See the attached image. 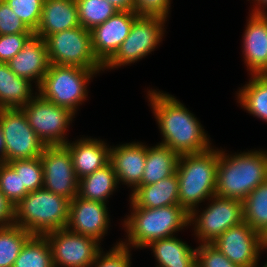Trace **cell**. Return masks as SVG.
I'll use <instances>...</instances> for the list:
<instances>
[{
    "mask_svg": "<svg viewBox=\"0 0 267 267\" xmlns=\"http://www.w3.org/2000/svg\"><path fill=\"white\" fill-rule=\"evenodd\" d=\"M149 99L164 141L179 156L210 149L202 126L183 104L169 94L149 91Z\"/></svg>",
    "mask_w": 267,
    "mask_h": 267,
    "instance_id": "cell-1",
    "label": "cell"
},
{
    "mask_svg": "<svg viewBox=\"0 0 267 267\" xmlns=\"http://www.w3.org/2000/svg\"><path fill=\"white\" fill-rule=\"evenodd\" d=\"M266 180L267 152H245L229 158L219 151L215 195L243 201Z\"/></svg>",
    "mask_w": 267,
    "mask_h": 267,
    "instance_id": "cell-2",
    "label": "cell"
},
{
    "mask_svg": "<svg viewBox=\"0 0 267 267\" xmlns=\"http://www.w3.org/2000/svg\"><path fill=\"white\" fill-rule=\"evenodd\" d=\"M219 151L212 148L204 152L181 155L177 165L179 205L196 216L195 206L215 195Z\"/></svg>",
    "mask_w": 267,
    "mask_h": 267,
    "instance_id": "cell-3",
    "label": "cell"
},
{
    "mask_svg": "<svg viewBox=\"0 0 267 267\" xmlns=\"http://www.w3.org/2000/svg\"><path fill=\"white\" fill-rule=\"evenodd\" d=\"M69 203L65 197L44 188L29 192L14 207V224L40 236L67 228Z\"/></svg>",
    "mask_w": 267,
    "mask_h": 267,
    "instance_id": "cell-4",
    "label": "cell"
},
{
    "mask_svg": "<svg viewBox=\"0 0 267 267\" xmlns=\"http://www.w3.org/2000/svg\"><path fill=\"white\" fill-rule=\"evenodd\" d=\"M133 211L124 221L133 247H147L152 241L172 237L173 232L190 223V215L180 205Z\"/></svg>",
    "mask_w": 267,
    "mask_h": 267,
    "instance_id": "cell-5",
    "label": "cell"
},
{
    "mask_svg": "<svg viewBox=\"0 0 267 267\" xmlns=\"http://www.w3.org/2000/svg\"><path fill=\"white\" fill-rule=\"evenodd\" d=\"M94 73L92 69L78 66L50 64L41 84L39 95L74 114L76 107L86 98V84Z\"/></svg>",
    "mask_w": 267,
    "mask_h": 267,
    "instance_id": "cell-6",
    "label": "cell"
},
{
    "mask_svg": "<svg viewBox=\"0 0 267 267\" xmlns=\"http://www.w3.org/2000/svg\"><path fill=\"white\" fill-rule=\"evenodd\" d=\"M50 64L103 70L94 56L91 31L82 26L49 35L45 39Z\"/></svg>",
    "mask_w": 267,
    "mask_h": 267,
    "instance_id": "cell-7",
    "label": "cell"
},
{
    "mask_svg": "<svg viewBox=\"0 0 267 267\" xmlns=\"http://www.w3.org/2000/svg\"><path fill=\"white\" fill-rule=\"evenodd\" d=\"M0 128L5 143V162L41 156L46 145L36 135L21 108L0 109Z\"/></svg>",
    "mask_w": 267,
    "mask_h": 267,
    "instance_id": "cell-8",
    "label": "cell"
},
{
    "mask_svg": "<svg viewBox=\"0 0 267 267\" xmlns=\"http://www.w3.org/2000/svg\"><path fill=\"white\" fill-rule=\"evenodd\" d=\"M33 98L21 108L29 125L46 146L65 145L68 141H65L64 132L74 113L66 107L43 99L40 95Z\"/></svg>",
    "mask_w": 267,
    "mask_h": 267,
    "instance_id": "cell-9",
    "label": "cell"
},
{
    "mask_svg": "<svg viewBox=\"0 0 267 267\" xmlns=\"http://www.w3.org/2000/svg\"><path fill=\"white\" fill-rule=\"evenodd\" d=\"M164 23L165 19L159 16H138L129 35L103 68L125 65L145 57L162 39Z\"/></svg>",
    "mask_w": 267,
    "mask_h": 267,
    "instance_id": "cell-10",
    "label": "cell"
},
{
    "mask_svg": "<svg viewBox=\"0 0 267 267\" xmlns=\"http://www.w3.org/2000/svg\"><path fill=\"white\" fill-rule=\"evenodd\" d=\"M49 242L54 267H91L96 260L98 240L61 228L44 235Z\"/></svg>",
    "mask_w": 267,
    "mask_h": 267,
    "instance_id": "cell-11",
    "label": "cell"
},
{
    "mask_svg": "<svg viewBox=\"0 0 267 267\" xmlns=\"http://www.w3.org/2000/svg\"><path fill=\"white\" fill-rule=\"evenodd\" d=\"M43 167V188L69 201L78 196L79 179L72 157L65 145L46 146L40 156Z\"/></svg>",
    "mask_w": 267,
    "mask_h": 267,
    "instance_id": "cell-12",
    "label": "cell"
},
{
    "mask_svg": "<svg viewBox=\"0 0 267 267\" xmlns=\"http://www.w3.org/2000/svg\"><path fill=\"white\" fill-rule=\"evenodd\" d=\"M212 198L213 204L203 210L197 219L195 215H190V223L196 220V235L203 243H213L230 227L244 221L243 201L218 195H213Z\"/></svg>",
    "mask_w": 267,
    "mask_h": 267,
    "instance_id": "cell-13",
    "label": "cell"
},
{
    "mask_svg": "<svg viewBox=\"0 0 267 267\" xmlns=\"http://www.w3.org/2000/svg\"><path fill=\"white\" fill-rule=\"evenodd\" d=\"M232 263L256 267L260 249H267L265 238L245 221L230 227L213 243Z\"/></svg>",
    "mask_w": 267,
    "mask_h": 267,
    "instance_id": "cell-14",
    "label": "cell"
},
{
    "mask_svg": "<svg viewBox=\"0 0 267 267\" xmlns=\"http://www.w3.org/2000/svg\"><path fill=\"white\" fill-rule=\"evenodd\" d=\"M137 17L134 11H118L90 30L94 56L102 65L116 53Z\"/></svg>",
    "mask_w": 267,
    "mask_h": 267,
    "instance_id": "cell-15",
    "label": "cell"
},
{
    "mask_svg": "<svg viewBox=\"0 0 267 267\" xmlns=\"http://www.w3.org/2000/svg\"><path fill=\"white\" fill-rule=\"evenodd\" d=\"M107 211L105 203L76 196L69 203L67 228L74 233L89 236L99 241L108 227Z\"/></svg>",
    "mask_w": 267,
    "mask_h": 267,
    "instance_id": "cell-16",
    "label": "cell"
},
{
    "mask_svg": "<svg viewBox=\"0 0 267 267\" xmlns=\"http://www.w3.org/2000/svg\"><path fill=\"white\" fill-rule=\"evenodd\" d=\"M255 8L245 30L243 52L251 75H263L267 74V15L260 6Z\"/></svg>",
    "mask_w": 267,
    "mask_h": 267,
    "instance_id": "cell-17",
    "label": "cell"
},
{
    "mask_svg": "<svg viewBox=\"0 0 267 267\" xmlns=\"http://www.w3.org/2000/svg\"><path fill=\"white\" fill-rule=\"evenodd\" d=\"M7 63L17 76L29 81L36 78L39 86L50 66L45 40L34 35Z\"/></svg>",
    "mask_w": 267,
    "mask_h": 267,
    "instance_id": "cell-18",
    "label": "cell"
},
{
    "mask_svg": "<svg viewBox=\"0 0 267 267\" xmlns=\"http://www.w3.org/2000/svg\"><path fill=\"white\" fill-rule=\"evenodd\" d=\"M147 147L141 143L124 144L110 149V163L117 176L134 190L141 186V179L146 163Z\"/></svg>",
    "mask_w": 267,
    "mask_h": 267,
    "instance_id": "cell-19",
    "label": "cell"
},
{
    "mask_svg": "<svg viewBox=\"0 0 267 267\" xmlns=\"http://www.w3.org/2000/svg\"><path fill=\"white\" fill-rule=\"evenodd\" d=\"M79 26L75 0H44L40 23L34 34L45 39L49 35Z\"/></svg>",
    "mask_w": 267,
    "mask_h": 267,
    "instance_id": "cell-20",
    "label": "cell"
},
{
    "mask_svg": "<svg viewBox=\"0 0 267 267\" xmlns=\"http://www.w3.org/2000/svg\"><path fill=\"white\" fill-rule=\"evenodd\" d=\"M72 157L73 168L78 179L95 172L110 162V149L96 139H80L76 143H66Z\"/></svg>",
    "mask_w": 267,
    "mask_h": 267,
    "instance_id": "cell-21",
    "label": "cell"
},
{
    "mask_svg": "<svg viewBox=\"0 0 267 267\" xmlns=\"http://www.w3.org/2000/svg\"><path fill=\"white\" fill-rule=\"evenodd\" d=\"M133 208H161L179 205V181L177 173L154 184L138 186L131 195Z\"/></svg>",
    "mask_w": 267,
    "mask_h": 267,
    "instance_id": "cell-22",
    "label": "cell"
},
{
    "mask_svg": "<svg viewBox=\"0 0 267 267\" xmlns=\"http://www.w3.org/2000/svg\"><path fill=\"white\" fill-rule=\"evenodd\" d=\"M158 267H197V249H191L180 239L173 237L152 241Z\"/></svg>",
    "mask_w": 267,
    "mask_h": 267,
    "instance_id": "cell-23",
    "label": "cell"
},
{
    "mask_svg": "<svg viewBox=\"0 0 267 267\" xmlns=\"http://www.w3.org/2000/svg\"><path fill=\"white\" fill-rule=\"evenodd\" d=\"M31 81L17 76L0 62V109L22 108L31 99Z\"/></svg>",
    "mask_w": 267,
    "mask_h": 267,
    "instance_id": "cell-24",
    "label": "cell"
},
{
    "mask_svg": "<svg viewBox=\"0 0 267 267\" xmlns=\"http://www.w3.org/2000/svg\"><path fill=\"white\" fill-rule=\"evenodd\" d=\"M179 155L163 144L148 148L141 186L154 184L176 173Z\"/></svg>",
    "mask_w": 267,
    "mask_h": 267,
    "instance_id": "cell-25",
    "label": "cell"
},
{
    "mask_svg": "<svg viewBox=\"0 0 267 267\" xmlns=\"http://www.w3.org/2000/svg\"><path fill=\"white\" fill-rule=\"evenodd\" d=\"M117 176L112 164L79 179L78 196L87 200L105 203L117 185Z\"/></svg>",
    "mask_w": 267,
    "mask_h": 267,
    "instance_id": "cell-26",
    "label": "cell"
},
{
    "mask_svg": "<svg viewBox=\"0 0 267 267\" xmlns=\"http://www.w3.org/2000/svg\"><path fill=\"white\" fill-rule=\"evenodd\" d=\"M243 219L263 237L267 235V180L243 200Z\"/></svg>",
    "mask_w": 267,
    "mask_h": 267,
    "instance_id": "cell-27",
    "label": "cell"
},
{
    "mask_svg": "<svg viewBox=\"0 0 267 267\" xmlns=\"http://www.w3.org/2000/svg\"><path fill=\"white\" fill-rule=\"evenodd\" d=\"M253 77L249 84L239 91L238 98L249 113L267 122V74Z\"/></svg>",
    "mask_w": 267,
    "mask_h": 267,
    "instance_id": "cell-28",
    "label": "cell"
},
{
    "mask_svg": "<svg viewBox=\"0 0 267 267\" xmlns=\"http://www.w3.org/2000/svg\"><path fill=\"white\" fill-rule=\"evenodd\" d=\"M32 236L15 224L0 227V267H13L23 246Z\"/></svg>",
    "mask_w": 267,
    "mask_h": 267,
    "instance_id": "cell-29",
    "label": "cell"
},
{
    "mask_svg": "<svg viewBox=\"0 0 267 267\" xmlns=\"http://www.w3.org/2000/svg\"><path fill=\"white\" fill-rule=\"evenodd\" d=\"M13 267H54L46 237L33 235L23 246Z\"/></svg>",
    "mask_w": 267,
    "mask_h": 267,
    "instance_id": "cell-30",
    "label": "cell"
},
{
    "mask_svg": "<svg viewBox=\"0 0 267 267\" xmlns=\"http://www.w3.org/2000/svg\"><path fill=\"white\" fill-rule=\"evenodd\" d=\"M80 26L92 30L118 12L107 0H75Z\"/></svg>",
    "mask_w": 267,
    "mask_h": 267,
    "instance_id": "cell-31",
    "label": "cell"
},
{
    "mask_svg": "<svg viewBox=\"0 0 267 267\" xmlns=\"http://www.w3.org/2000/svg\"><path fill=\"white\" fill-rule=\"evenodd\" d=\"M8 164L20 175L22 180V189L29 192L43 188L44 176L41 158L16 159Z\"/></svg>",
    "mask_w": 267,
    "mask_h": 267,
    "instance_id": "cell-32",
    "label": "cell"
},
{
    "mask_svg": "<svg viewBox=\"0 0 267 267\" xmlns=\"http://www.w3.org/2000/svg\"><path fill=\"white\" fill-rule=\"evenodd\" d=\"M0 191L14 206L29 193L22 189L20 175L6 162L0 163Z\"/></svg>",
    "mask_w": 267,
    "mask_h": 267,
    "instance_id": "cell-33",
    "label": "cell"
},
{
    "mask_svg": "<svg viewBox=\"0 0 267 267\" xmlns=\"http://www.w3.org/2000/svg\"><path fill=\"white\" fill-rule=\"evenodd\" d=\"M16 15L33 32L36 31L42 13L44 0H4Z\"/></svg>",
    "mask_w": 267,
    "mask_h": 267,
    "instance_id": "cell-34",
    "label": "cell"
},
{
    "mask_svg": "<svg viewBox=\"0 0 267 267\" xmlns=\"http://www.w3.org/2000/svg\"><path fill=\"white\" fill-rule=\"evenodd\" d=\"M197 267H242L232 263L212 243H203L197 248Z\"/></svg>",
    "mask_w": 267,
    "mask_h": 267,
    "instance_id": "cell-35",
    "label": "cell"
},
{
    "mask_svg": "<svg viewBox=\"0 0 267 267\" xmlns=\"http://www.w3.org/2000/svg\"><path fill=\"white\" fill-rule=\"evenodd\" d=\"M34 35V33L0 35V62L7 63L11 60Z\"/></svg>",
    "mask_w": 267,
    "mask_h": 267,
    "instance_id": "cell-36",
    "label": "cell"
},
{
    "mask_svg": "<svg viewBox=\"0 0 267 267\" xmlns=\"http://www.w3.org/2000/svg\"><path fill=\"white\" fill-rule=\"evenodd\" d=\"M34 33L9 7L6 1L0 0V35Z\"/></svg>",
    "mask_w": 267,
    "mask_h": 267,
    "instance_id": "cell-37",
    "label": "cell"
},
{
    "mask_svg": "<svg viewBox=\"0 0 267 267\" xmlns=\"http://www.w3.org/2000/svg\"><path fill=\"white\" fill-rule=\"evenodd\" d=\"M101 255L100 251L96 260L93 262L95 267H130V254L125 242H119L110 252L106 253V255Z\"/></svg>",
    "mask_w": 267,
    "mask_h": 267,
    "instance_id": "cell-38",
    "label": "cell"
},
{
    "mask_svg": "<svg viewBox=\"0 0 267 267\" xmlns=\"http://www.w3.org/2000/svg\"><path fill=\"white\" fill-rule=\"evenodd\" d=\"M170 0H134V12L138 16H159L166 18Z\"/></svg>",
    "mask_w": 267,
    "mask_h": 267,
    "instance_id": "cell-39",
    "label": "cell"
},
{
    "mask_svg": "<svg viewBox=\"0 0 267 267\" xmlns=\"http://www.w3.org/2000/svg\"><path fill=\"white\" fill-rule=\"evenodd\" d=\"M14 207L0 191V227L14 225Z\"/></svg>",
    "mask_w": 267,
    "mask_h": 267,
    "instance_id": "cell-40",
    "label": "cell"
},
{
    "mask_svg": "<svg viewBox=\"0 0 267 267\" xmlns=\"http://www.w3.org/2000/svg\"><path fill=\"white\" fill-rule=\"evenodd\" d=\"M118 11H134V0H107Z\"/></svg>",
    "mask_w": 267,
    "mask_h": 267,
    "instance_id": "cell-41",
    "label": "cell"
},
{
    "mask_svg": "<svg viewBox=\"0 0 267 267\" xmlns=\"http://www.w3.org/2000/svg\"><path fill=\"white\" fill-rule=\"evenodd\" d=\"M0 163L5 162V143H4V138H3V133L0 128Z\"/></svg>",
    "mask_w": 267,
    "mask_h": 267,
    "instance_id": "cell-42",
    "label": "cell"
},
{
    "mask_svg": "<svg viewBox=\"0 0 267 267\" xmlns=\"http://www.w3.org/2000/svg\"><path fill=\"white\" fill-rule=\"evenodd\" d=\"M257 1V3H259L258 5H264L265 4V6L267 5V0H256Z\"/></svg>",
    "mask_w": 267,
    "mask_h": 267,
    "instance_id": "cell-43",
    "label": "cell"
},
{
    "mask_svg": "<svg viewBox=\"0 0 267 267\" xmlns=\"http://www.w3.org/2000/svg\"><path fill=\"white\" fill-rule=\"evenodd\" d=\"M264 238H265V242H266V244H267V235H266Z\"/></svg>",
    "mask_w": 267,
    "mask_h": 267,
    "instance_id": "cell-44",
    "label": "cell"
}]
</instances>
